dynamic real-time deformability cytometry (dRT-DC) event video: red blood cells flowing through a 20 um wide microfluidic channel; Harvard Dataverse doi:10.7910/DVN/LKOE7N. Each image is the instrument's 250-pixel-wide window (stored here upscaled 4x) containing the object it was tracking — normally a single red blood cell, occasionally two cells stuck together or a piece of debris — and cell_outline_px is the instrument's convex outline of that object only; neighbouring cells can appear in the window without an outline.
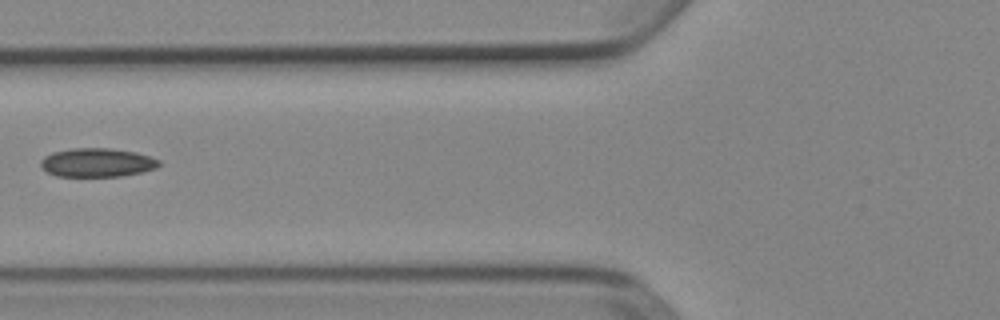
{"species": "Egyptian fruit bat (a non-hibernating species)", "species_latin": "Rousettus aegyptiacus", "temperature_condition": "cold", "stored_images_in_passage": 7, "segment_of_instrument_passage": [2, 2], "camera_frame_rate_fps": 3000, "um_per_image_px": 0.085, "animal": {"sex": "female"}, "frame": {"image": 1, "passage_image": 5, "time_ms": 1.333, "image_size_px": [1000, 320], "cell_outline_px": [[160, 164], [156, 168], [140, 172], [120, 176], [56, 176], [48, 172], [40, 164], [40, 160], [44, 156], [52, 152], [72, 148], [112, 148], [136, 152], [160, 160]], "centroid_in_image_um": [8.24, 13.8], "position_along_channel_um": 117.6, "area_um2": 19.77}}
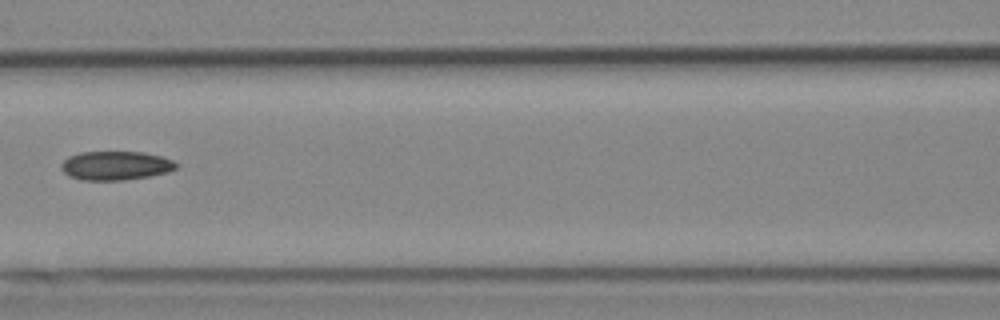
{"frame": {"image": 2, "passage_image": 6, "time_ms": 1.667, "image_size_px": [1000, 320], "cell_outline_px": [[180, 164], [176, 168], [168, 172], [148, 176], [124, 180], [84, 180], [72, 176], [64, 172], [60, 168], [60, 164], [68, 156], [80, 152], [144, 152], [160, 156], [172, 160]], "centroid_in_image_um": [9.84, 14.07], "position_along_channel_um": 156.8, "area_um2": 19.31}}
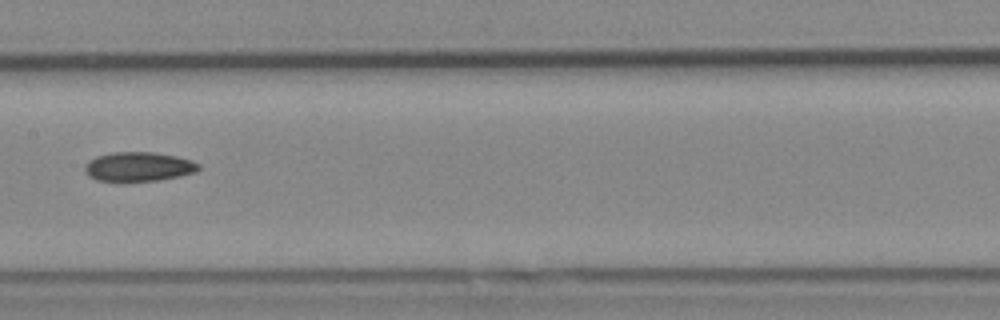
{"frame": {"image": 3, "passage_image": 7, "time_ms": 2.0, "image_size_px": [1000, 320], "cell_outline_px": [[200, 168], [196, 172], [180, 176], [156, 180], [96, 180], [88, 176], [84, 172], [84, 168], [88, 160], [96, 156], [112, 152], [152, 152], [176, 156], [200, 164]], "centroid_in_image_um": [11.75, 14.15], "position_along_channel_um": 195.7, "area_um2": 19.19}}